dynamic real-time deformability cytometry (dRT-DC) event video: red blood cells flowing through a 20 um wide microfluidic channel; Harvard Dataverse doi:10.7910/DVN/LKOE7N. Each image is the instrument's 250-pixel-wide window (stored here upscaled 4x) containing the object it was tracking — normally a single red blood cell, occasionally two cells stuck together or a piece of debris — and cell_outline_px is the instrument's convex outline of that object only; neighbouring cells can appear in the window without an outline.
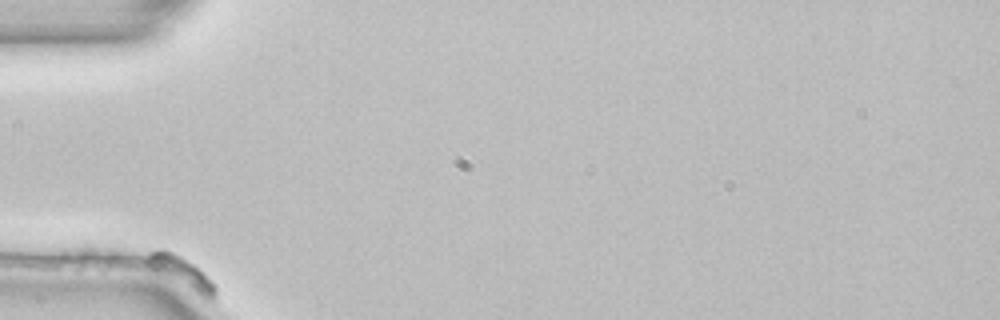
{"species": "common noctule bat (a hibernating species)", "species_latin": "Nyctalus noctula", "temperature_condition": "room temperature", "stored_images_in_passage": 3, "camera_frame_rate_fps": 3000, "um_per_image_px": 0.085, "animal": {"sex": "female", "body_mass_g": 22.7, "forearm_length_mm": 54.2}, "frame": {"image": 1, "passage_image": 1, "time_ms": 0.0, "image_size_px": [1000, 320], "cell_outline_px": [[216, 296], [208, 300], [152, 272], [144, 264], [144, 260], [148, 252], [156, 248], [164, 248], [176, 252], [184, 256], [196, 264], [216, 284]], "centroid_in_image_um": [15.35, 23.11], "position_along_channel_um": 69.7, "area_um2": 13.76}}